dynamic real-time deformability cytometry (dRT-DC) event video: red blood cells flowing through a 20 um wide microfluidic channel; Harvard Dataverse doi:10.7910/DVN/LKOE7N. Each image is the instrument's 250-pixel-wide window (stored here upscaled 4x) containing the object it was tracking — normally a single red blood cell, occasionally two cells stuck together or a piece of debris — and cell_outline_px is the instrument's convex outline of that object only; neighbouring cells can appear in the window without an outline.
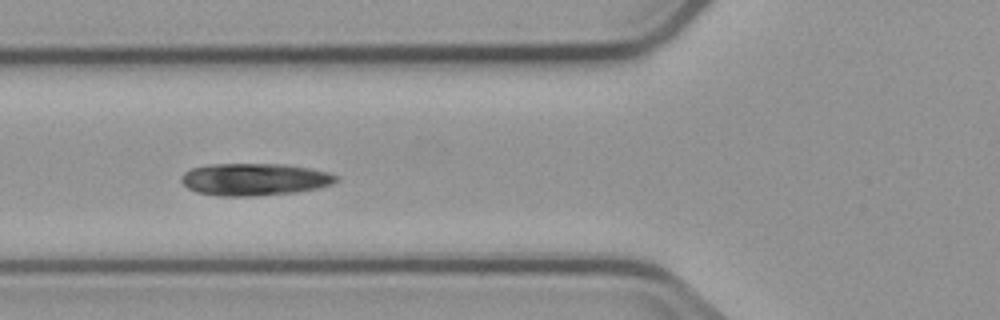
{"species": "common noctule bat (a hibernating species)", "species_latin": "Nyctalus noctula", "temperature_condition": "cold", "stored_images_in_passage": 6, "camera_frame_rate_fps": 3000, "um_per_image_px": 0.085, "animal": {"sex": "male", "body_mass_g": 23.1, "forearm_length_mm": 52.7}, "frame": {"image": 1, "passage_image": 5, "time_ms": 4.667, "image_size_px": [1000, 320], "cell_outline_px": [[340, 180], [332, 184], [320, 188], [296, 192], [252, 196], [216, 196], [196, 192], [188, 188], [180, 180], [180, 176], [184, 172], [192, 168], [208, 164], [284, 164], [308, 168], [328, 172], [340, 176]], "centroid_in_image_um": [21.64, 15.25], "position_along_channel_um": 104.2, "area_um2": 29.36}}
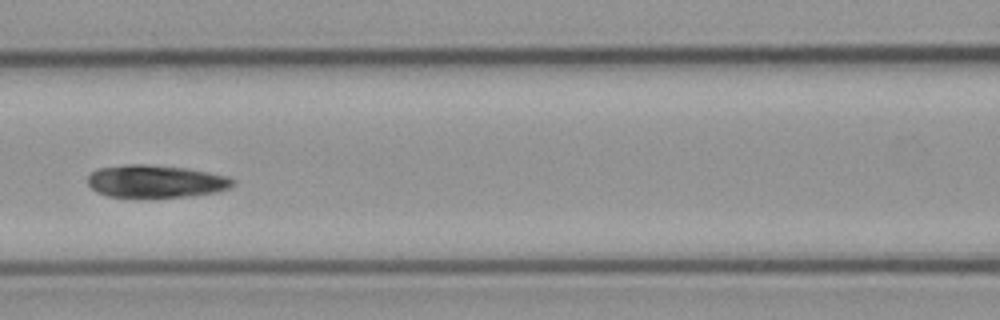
{"frame": {"image": 2, "passage_image": 6, "time_ms": 6.0, "image_size_px": [1000, 320], "cell_outline_px": [[236, 184], [228, 188], [216, 192], [188, 196], [140, 200], [108, 196], [96, 192], [88, 184], [88, 176], [96, 168], [128, 164], [144, 164], [184, 168], [208, 172], [228, 176], [236, 180]], "centroid_in_image_um": [13.21, 15.45], "position_along_channel_um": 153.4, "area_um2": 28.44}}